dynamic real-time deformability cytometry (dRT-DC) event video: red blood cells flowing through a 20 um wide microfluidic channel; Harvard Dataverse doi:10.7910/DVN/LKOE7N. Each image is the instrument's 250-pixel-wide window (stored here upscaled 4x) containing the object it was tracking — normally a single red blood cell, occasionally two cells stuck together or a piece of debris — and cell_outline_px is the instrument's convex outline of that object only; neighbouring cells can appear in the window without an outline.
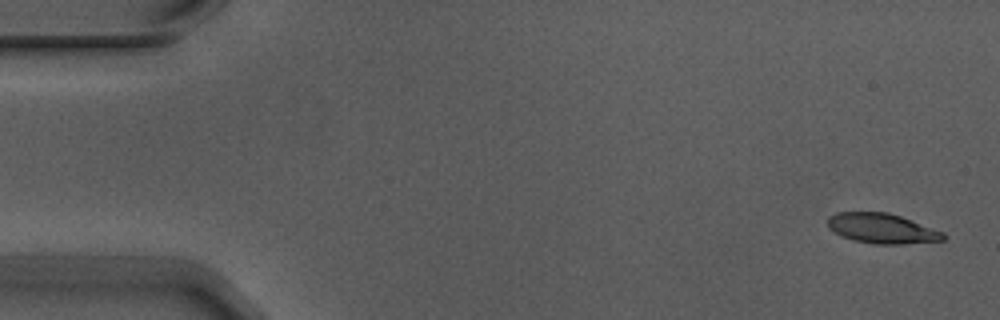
{"species": "Egyptian fruit bat (a non-hibernating species)", "species_latin": "Rousettus aegyptiacus", "temperature_condition": "warm", "stored_images_in_passage": 5, "camera_frame_rate_fps": 3000, "um_per_image_px": 0.085, "animal": {"sex": "male"}, "frame": {"image": 1, "passage_image": 1, "time_ms": 0.0, "image_size_px": [1000, 320], "cell_outline_px": [[948, 236], [944, 240], [904, 244], [876, 244], [856, 240], [840, 236], [828, 228], [828, 216], [836, 212], [888, 212], [900, 216], [944, 232]], "centroid_in_image_um": [74.97, 19.41], "position_along_channel_um": 10.0, "area_um2": 20.23}}